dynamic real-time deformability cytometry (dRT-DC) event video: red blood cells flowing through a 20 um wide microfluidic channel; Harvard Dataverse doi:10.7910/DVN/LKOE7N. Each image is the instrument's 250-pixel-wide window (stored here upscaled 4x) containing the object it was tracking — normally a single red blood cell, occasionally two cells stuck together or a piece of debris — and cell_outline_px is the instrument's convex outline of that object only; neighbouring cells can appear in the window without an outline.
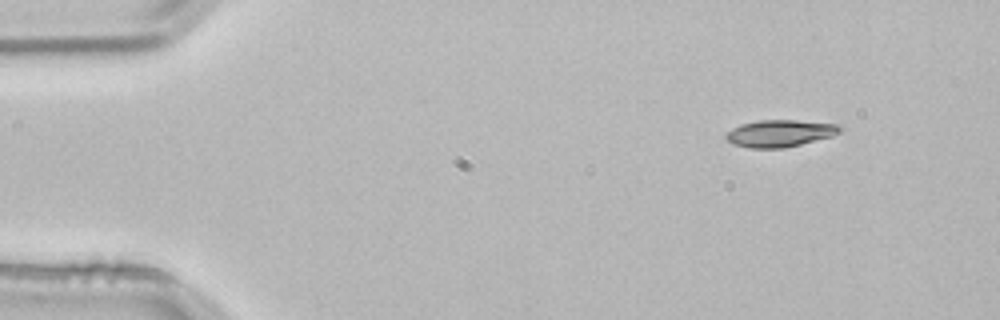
{"species": "common noctule bat (a hibernating species)", "species_latin": "Nyctalus noctula", "temperature_condition": "room temperature", "stored_images_in_passage": 2, "camera_frame_rate_fps": 3000, "um_per_image_px": 0.085, "animal": {"sex": "male", "body_mass_g": 21.5, "forearm_length_mm": 52.0}, "frame": {"image": 1, "passage_image": 1, "time_ms": 0.0, "image_size_px": [1000, 320], "cell_outline_px": [[844, 128], [840, 132], [832, 136], [784, 148], [748, 148], [732, 144], [724, 136], [732, 128], [740, 124], [760, 120], [796, 120], [840, 124]], "centroid_in_image_um": [66.3, 11.33], "position_along_channel_um": 18.7, "area_um2": 18.03}}